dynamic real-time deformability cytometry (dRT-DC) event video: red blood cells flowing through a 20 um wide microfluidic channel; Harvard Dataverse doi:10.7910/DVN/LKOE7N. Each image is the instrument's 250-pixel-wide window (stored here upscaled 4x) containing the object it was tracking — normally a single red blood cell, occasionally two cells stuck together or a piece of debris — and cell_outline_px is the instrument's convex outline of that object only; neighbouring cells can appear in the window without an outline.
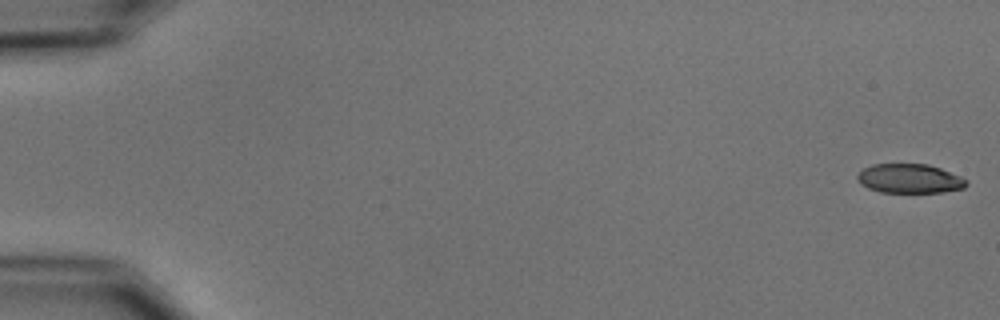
{"species": "common noctule bat (a hibernating species)", "species_latin": "Nyctalus noctula", "temperature_condition": "cold", "stored_images_in_passage": 7, "camera_frame_rate_fps": 3000, "um_per_image_px": 0.085, "animal": {"sex": "male", "body_mass_g": 15.6}, "frame": {"image": 1, "passage_image": 1, "time_ms": 0.0, "image_size_px": [1000, 320], "cell_outline_px": [[968, 184], [964, 188], [944, 192], [880, 192], [868, 188], [860, 184], [856, 180], [856, 176], [864, 168], [872, 164], [928, 164], [940, 168], [960, 176], [968, 180]], "centroid_in_image_um": [77.31, 15.18], "position_along_channel_um": 7.7, "area_um2": 18.67}}
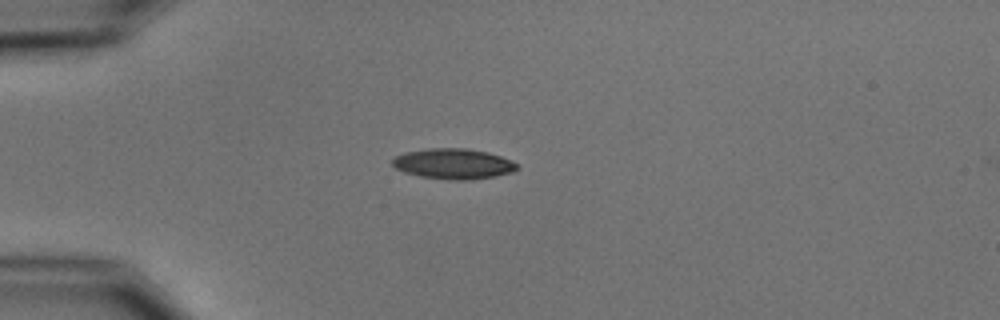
{"frame": {"image": 2, "passage_image": 5, "time_ms": 4.667, "image_size_px": [1000, 320], "cell_outline_px": [[520, 168], [512, 172], [496, 176], [472, 180], [452, 180], [420, 176], [404, 172], [396, 168], [392, 164], [392, 160], [396, 156], [404, 152], [428, 148], [464, 148], [488, 152], [500, 156], [516, 164]], "centroid_in_image_um": [38.53, 13.92], "position_along_channel_um": 46.5, "area_um2": 22.08}}